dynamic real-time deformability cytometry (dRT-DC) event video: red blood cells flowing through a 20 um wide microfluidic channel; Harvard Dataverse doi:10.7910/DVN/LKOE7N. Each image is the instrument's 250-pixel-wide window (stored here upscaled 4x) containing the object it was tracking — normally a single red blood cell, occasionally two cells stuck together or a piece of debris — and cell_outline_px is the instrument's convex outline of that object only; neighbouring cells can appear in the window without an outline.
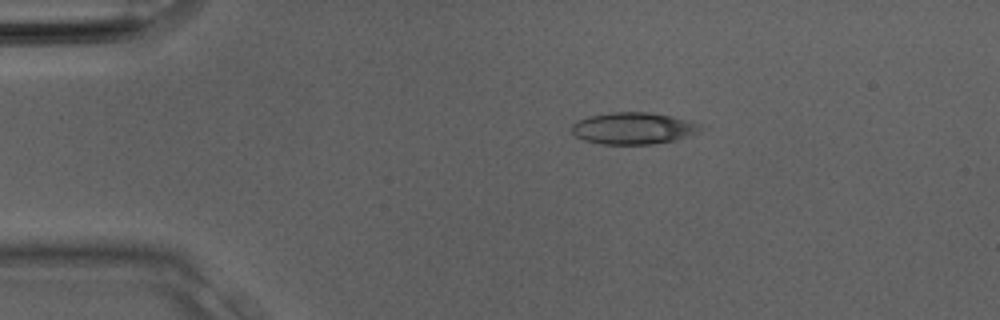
{"species": "Egyptian fruit bat (a non-hibernating species)", "species_latin": "Rousettus aegyptiacus", "temperature_condition": "room temperature", "stored_images_in_passage": 3, "camera_frame_rate_fps": 3000, "um_per_image_px": 0.085, "animal": {"sex": "male"}, "frame": {"image": 1, "passage_image": 2, "time_ms": 0.333, "image_size_px": [1000, 320], "cell_outline_px": [[704, 124], [700, 132], [676, 140], [652, 144], [600, 144], [584, 140], [576, 136], [572, 132], [572, 124], [576, 120], [588, 116], [608, 112], [644, 112], [672, 116]], "centroid_in_image_um": [53.85, 10.9], "position_along_channel_um": 31.2, "area_um2": 24.1}}